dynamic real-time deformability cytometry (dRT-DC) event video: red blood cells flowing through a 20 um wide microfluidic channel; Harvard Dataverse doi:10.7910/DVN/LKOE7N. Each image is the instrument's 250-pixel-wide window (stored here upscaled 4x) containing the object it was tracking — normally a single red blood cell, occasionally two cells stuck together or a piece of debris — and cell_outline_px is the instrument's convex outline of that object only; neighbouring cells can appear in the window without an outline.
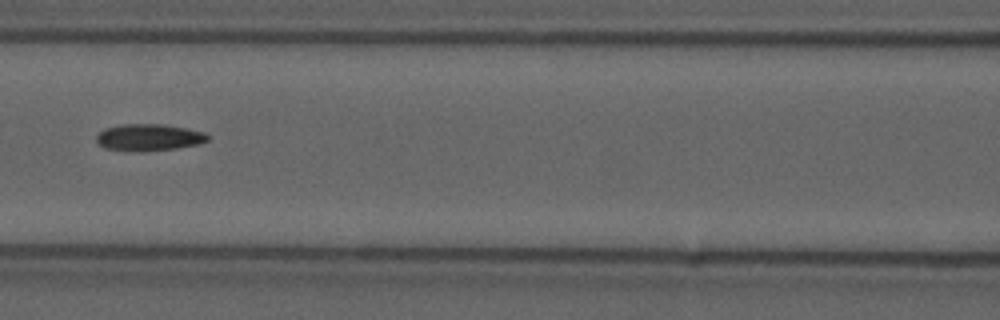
{"species": "common noctule bat (a hibernating species)", "species_latin": "Nyctalus noctula", "temperature_condition": "cold", "stored_images_in_passage": 15, "camera_frame_rate_fps": 3000, "um_per_image_px": 0.085, "animal": {"sex": "male", "forearm_length_mm": 52.5}, "frame": {"image": 1, "passage_image": 7, "time_ms": 2.0, "image_size_px": [1000, 320], "cell_outline_px": [[208, 140], [200, 144], [176, 148], [140, 152], [136, 152], [104, 148], [96, 144], [96, 136], [104, 128], [120, 124], [160, 124], [184, 128], [204, 132], [208, 136]], "centroid_in_image_um": [12.59, 11.69], "position_along_channel_um": 154.0, "area_um2": 17.51}}
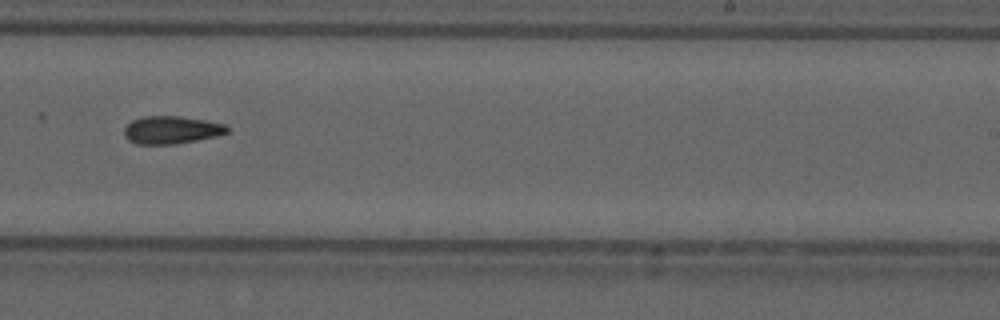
{"frame": {"image": 2, "passage_image": 10, "time_ms": 3.0, "image_size_px": [1000, 320], "cell_outline_px": [[228, 132], [216, 136], [176, 144], [136, 144], [128, 140], [124, 136], [124, 128], [132, 120], [140, 116], [180, 116], [204, 120], [224, 124], [228, 128]], "centroid_in_image_um": [14.53, 11.04], "position_along_channel_um": 274.5, "area_um2": 16.65}}
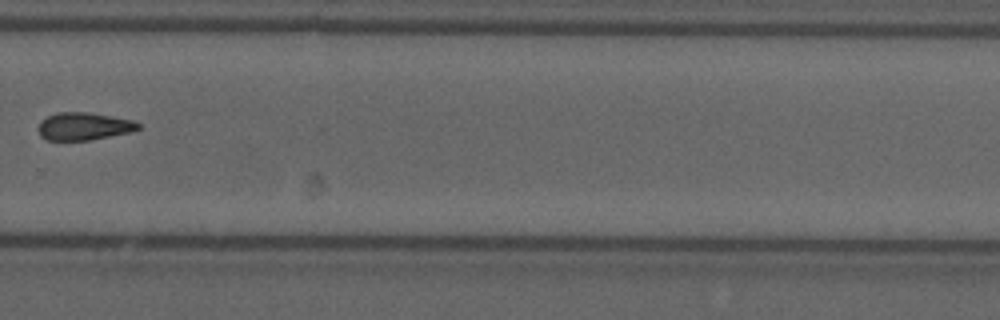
{"frame": {"image": 3, "passage_image": 11, "time_ms": 3.333, "image_size_px": [1000, 320], "cell_outline_px": [[140, 128], [132, 132], [88, 140], [48, 140], [40, 136], [36, 128], [40, 120], [56, 112], [88, 112], [132, 120], [140, 124]], "centroid_in_image_um": [7.08, 10.73], "position_along_channel_um": 322.7, "area_um2": 16.18}}